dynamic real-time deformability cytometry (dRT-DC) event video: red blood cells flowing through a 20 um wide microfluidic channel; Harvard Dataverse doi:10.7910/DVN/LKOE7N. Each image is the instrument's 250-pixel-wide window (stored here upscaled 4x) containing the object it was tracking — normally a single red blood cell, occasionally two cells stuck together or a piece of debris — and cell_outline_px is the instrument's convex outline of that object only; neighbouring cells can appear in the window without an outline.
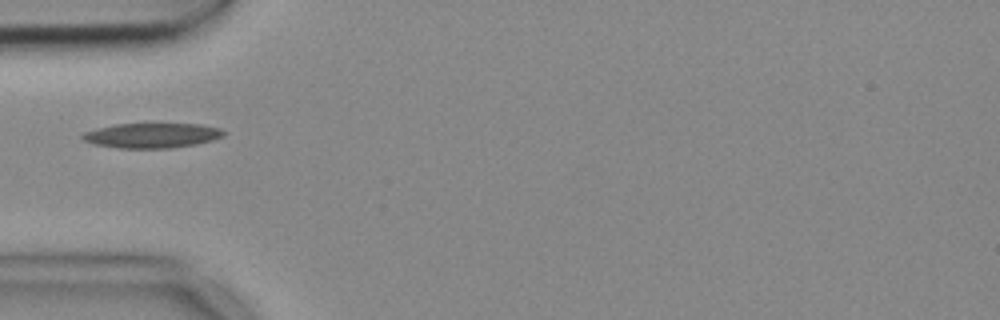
{"species": "common noctule bat (a hibernating species)", "species_latin": "Nyctalus noctula", "temperature_condition": "cold", "stored_images_in_passage": 1, "camera_frame_rate_fps": 3000, "um_per_image_px": 0.085, "animal": {"sex": "female", "body_mass_g": 18.4}, "frame": {"image": 1, "passage_image": 1, "time_ms": 0.0, "image_size_px": [1000, 320], "cell_outline_px": [[224, 136], [212, 140], [196, 144], [172, 148], [120, 148], [92, 144], [84, 140], [80, 136], [84, 132], [96, 128], [116, 124], [200, 124], [220, 128], [224, 132]], "centroid_in_image_um": [12.89, 11.51], "position_along_channel_um": 72.1, "area_um2": 20.46}}